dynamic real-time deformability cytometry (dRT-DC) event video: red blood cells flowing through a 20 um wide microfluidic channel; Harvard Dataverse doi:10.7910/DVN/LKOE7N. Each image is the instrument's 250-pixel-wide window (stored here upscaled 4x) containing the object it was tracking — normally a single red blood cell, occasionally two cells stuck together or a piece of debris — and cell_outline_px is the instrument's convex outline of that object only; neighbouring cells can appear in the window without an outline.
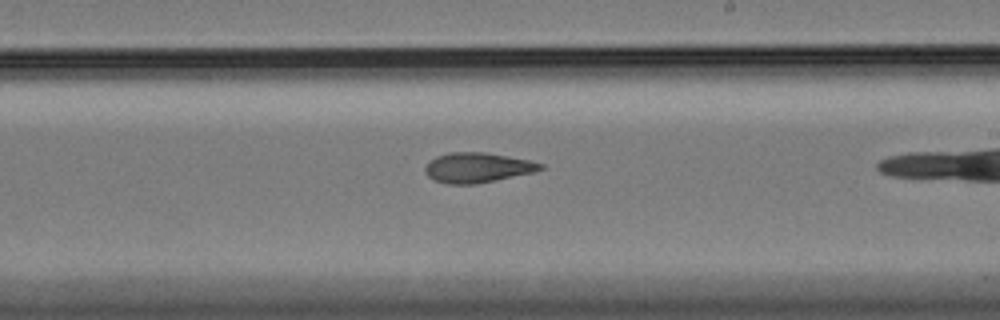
{"species": "Egyptian fruit bat (a non-hibernating species)", "species_latin": "Rousettus aegyptiacus", "temperature_condition": "cold", "stored_images_in_passage": 15, "segment_of_instrument_passage": [2, 2], "camera_frame_rate_fps": 3000, "um_per_image_px": 0.085, "animal": {"sex": "female"}, "frame": {"image": 1, "passage_image": 13, "time_ms": 4.0, "image_size_px": [1000, 320], "cell_outline_px": [[544, 168], [532, 172], [476, 184], [448, 184], [432, 180], [424, 172], [424, 168], [436, 156], [448, 152], [484, 152], [508, 156], [528, 160], [544, 164]], "centroid_in_image_um": [40.54, 14.24], "position_along_channel_um": 248.5, "area_um2": 20.0}}